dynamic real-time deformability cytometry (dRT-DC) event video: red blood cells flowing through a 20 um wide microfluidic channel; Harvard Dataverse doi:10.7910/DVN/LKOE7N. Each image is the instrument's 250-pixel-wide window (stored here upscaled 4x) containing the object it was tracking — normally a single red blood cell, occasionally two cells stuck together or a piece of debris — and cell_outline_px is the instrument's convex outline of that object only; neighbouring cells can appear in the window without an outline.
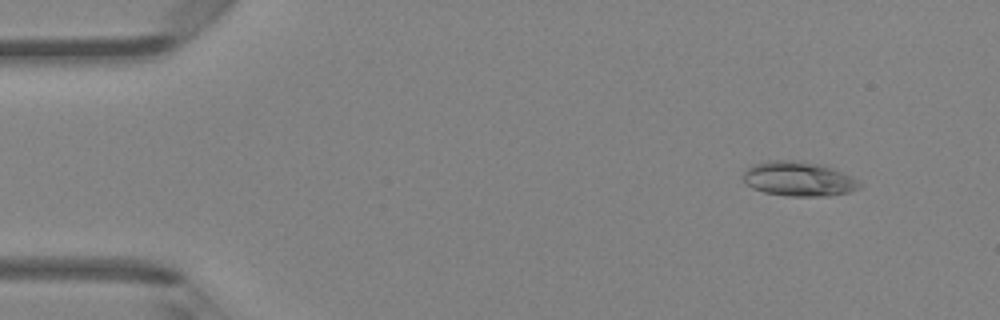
{"species": "Egyptian fruit bat (a non-hibernating species)", "species_latin": "Rousettus aegyptiacus", "temperature_condition": "room temperature", "stored_images_in_passage": 47, "camera_frame_rate_fps": 3000, "um_per_image_px": 0.085, "animal": {"sex": "female"}, "frame": {"image": 1, "passage_image": 5, "time_ms": 1.333, "image_size_px": [1000, 320], "cell_outline_px": [[864, 184], [860, 188], [848, 192], [828, 196], [788, 196], [764, 192], [752, 188], [744, 184], [740, 176], [752, 164], [768, 160], [796, 160], [824, 164], [852, 176], [860, 180]], "centroid_in_image_um": [67.88, 15.19], "position_along_channel_um": 17.1, "area_um2": 24.04}}
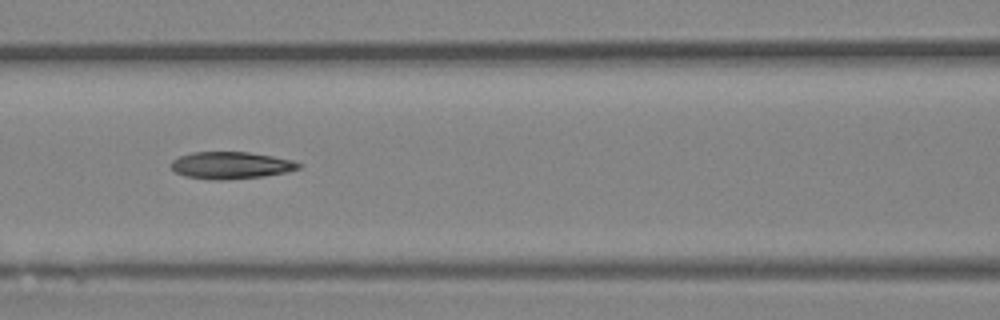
{"frame": {"image": 2, "passage_image": 21, "time_ms": 6.667, "image_size_px": [1000, 320], "cell_outline_px": [[300, 168], [288, 172], [264, 176], [224, 180], [216, 180], [184, 176], [176, 172], [168, 164], [172, 160], [180, 156], [192, 152], [248, 152], [272, 156], [292, 160], [300, 164]], "centroid_in_image_um": [19.6, 14.05], "position_along_channel_um": 147.0, "area_um2": 20.11}}
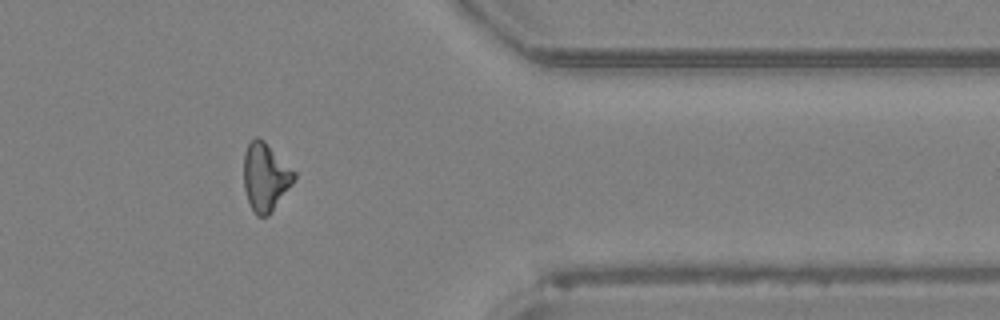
{"frame": {"image": 3, "passage_image": 39, "time_ms": 12.667, "image_size_px": [1000, 320], "cell_outline_px": [[296, 180], [268, 216], [256, 216], [248, 200], [244, 188], [244, 152], [248, 144], [256, 136], [264, 140], [296, 172]], "centroid_in_image_um": [22.57, 15.03], "position_along_channel_um": 388.8, "area_um2": 20.0}, "authors_computed_cell_mechanics": {"area_um2": 20.2878, "velocity_mm_per_s": 4.3387, "shape_relaxation_time_tau1_ms": 8.0018, "shape_relaxation_time_tau2_ms": 4.403, "deformation_change_tau1": 0.2086, "deformation_change_tau2": 0.1458}}